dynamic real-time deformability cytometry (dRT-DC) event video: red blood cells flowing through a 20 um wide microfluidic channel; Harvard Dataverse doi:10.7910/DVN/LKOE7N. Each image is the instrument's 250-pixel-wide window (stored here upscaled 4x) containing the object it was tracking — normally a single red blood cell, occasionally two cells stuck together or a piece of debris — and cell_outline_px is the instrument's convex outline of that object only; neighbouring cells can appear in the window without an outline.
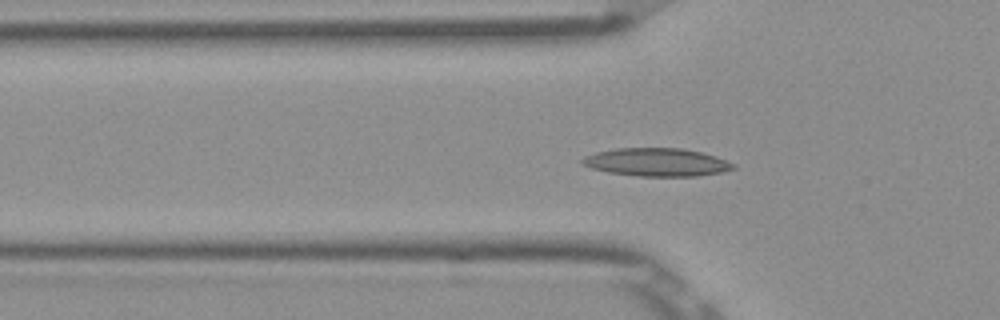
{"species": "Egyptian fruit bat (a non-hibernating species)", "species_latin": "Rousettus aegyptiacus", "temperature_condition": "room temperature", "stored_images_in_passage": 54, "camera_frame_rate_fps": 3000, "um_per_image_px": 0.085, "frame": {"image": 1, "passage_image": 18, "time_ms": 5.667, "image_size_px": [1000, 320], "cell_outline_px": [[736, 168], [720, 172], [696, 176], [640, 176], [608, 172], [592, 168], [580, 164], [580, 160], [584, 156], [596, 152], [616, 148], [680, 148], [700, 152], [736, 164]], "centroid_in_image_um": [55.76, 13.78], "position_along_channel_um": 70.0, "area_um2": 24.51}}
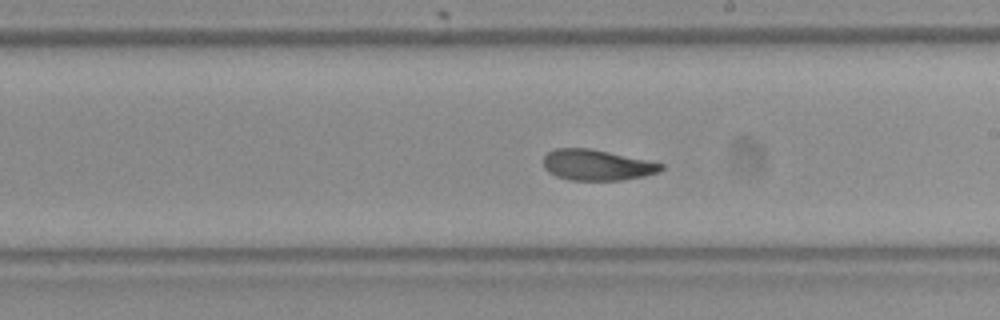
{"frame": {"image": 2, "passage_image": 31, "time_ms": 10.0, "image_size_px": [1000, 320], "cell_outline_px": [[664, 168], [660, 172], [644, 176], [620, 180], [572, 180], [556, 176], [548, 172], [544, 168], [544, 156], [548, 152], [556, 148], [592, 148], [648, 160], [664, 164]], "centroid_in_image_um": [50.75, 14.02], "position_along_channel_um": 238.2, "area_um2": 21.21}}
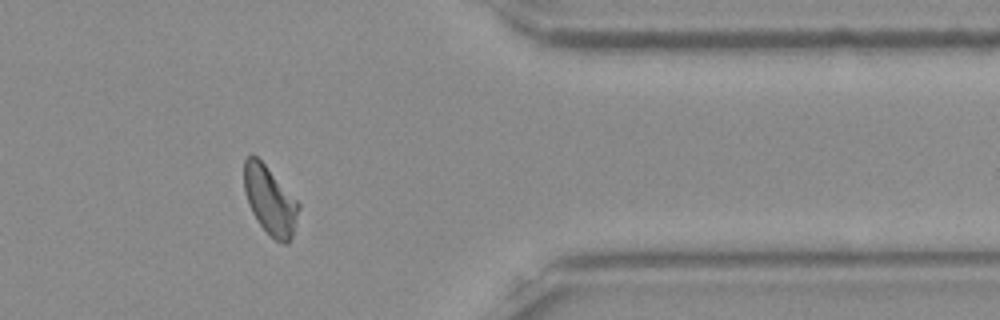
{"frame": {"image": 3, "passage_image": 44, "time_ms": 14.333, "image_size_px": [1000, 320], "cell_outline_px": [[300, 208], [292, 236], [288, 244], [284, 244], [276, 240], [260, 224], [252, 212], [248, 204], [244, 192], [244, 160], [252, 152], [264, 164], [300, 204]], "centroid_in_image_um": [22.93, 17.02], "position_along_channel_um": 388.5, "area_um2": 21.39}, "authors_computed_cell_mechanics": {"area_um2": 22.0218, "velocity_mm_per_s": 3.8681, "shape_relaxation_time_tau1_ms": 5.3099, "shape_relaxation_time_tau2_ms": 2.4568, "deformation_change_tau1": 0.1571, "deformation_change_tau2": 0.082}}